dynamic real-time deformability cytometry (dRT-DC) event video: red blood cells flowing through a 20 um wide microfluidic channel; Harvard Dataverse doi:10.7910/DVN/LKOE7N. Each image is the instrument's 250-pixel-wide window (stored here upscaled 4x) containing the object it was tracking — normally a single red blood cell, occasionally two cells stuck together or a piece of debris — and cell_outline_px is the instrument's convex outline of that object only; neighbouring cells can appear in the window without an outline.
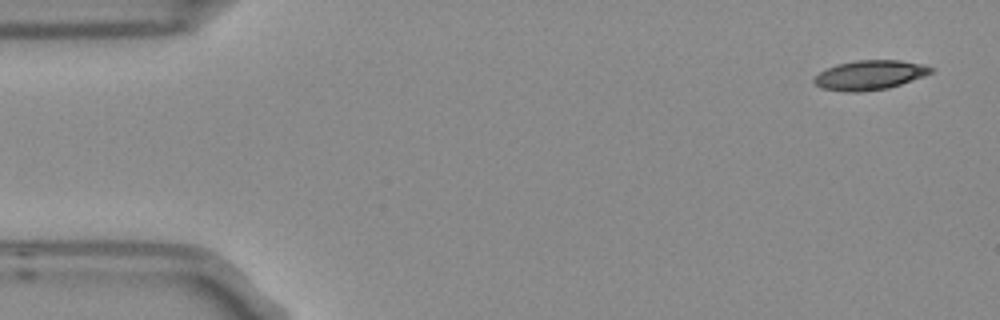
{"species": "Egyptian fruit bat (a non-hibernating species)", "species_latin": "Rousettus aegyptiacus", "temperature_condition": "room temperature", "stored_images_in_passage": 9, "camera_frame_rate_fps": 3000, "um_per_image_px": 0.085, "frame": {"image": 1, "passage_image": 1, "time_ms": 0.0, "image_size_px": [1000, 320], "cell_outline_px": [[932, 72], [924, 76], [888, 88], [860, 92], [848, 92], [820, 88], [812, 80], [820, 72], [836, 64], [856, 60], [900, 60], [924, 64], [932, 68]], "centroid_in_image_um": [73.92, 6.38], "position_along_channel_um": 11.1, "area_um2": 20.0}}
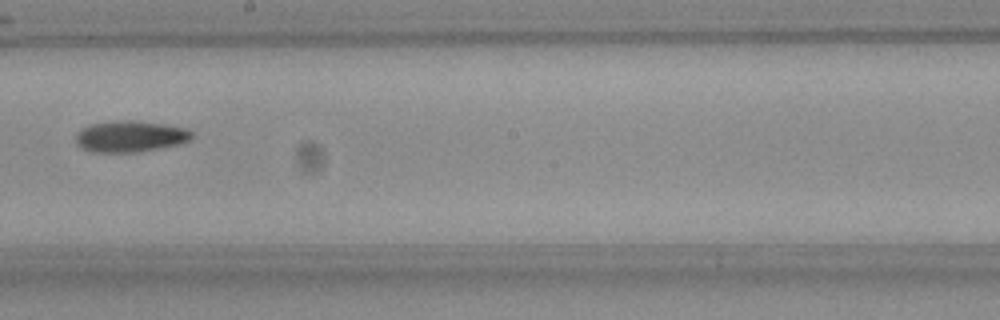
{"frame": {"image": 2, "passage_image": 8, "time_ms": 2.333, "image_size_px": [1000, 320], "cell_outline_px": [[192, 140], [180, 144], [136, 152], [88, 152], [80, 148], [76, 144], [76, 132], [80, 128], [88, 124], [116, 120], [136, 120], [164, 124], [188, 128], [192, 132]], "centroid_in_image_um": [11.03, 11.58], "position_along_channel_um": 237.2, "area_um2": 21.62}}
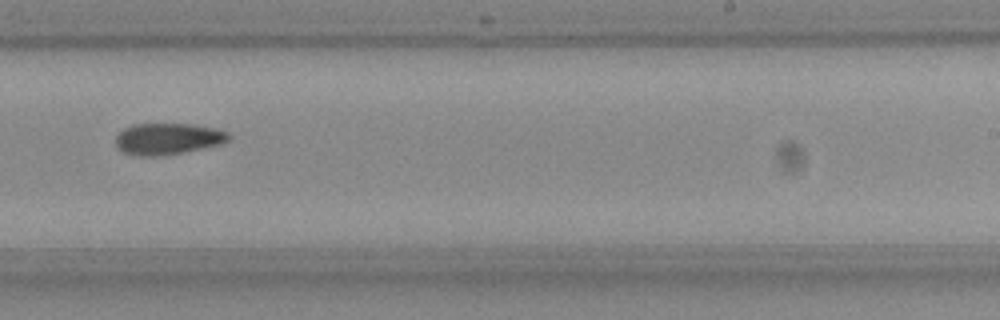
{"frame": {"image": 3, "passage_image": 9, "time_ms": 2.667, "image_size_px": [1000, 320], "cell_outline_px": [[232, 140], [224, 144], [184, 152], [160, 156], [136, 156], [124, 152], [116, 148], [116, 136], [124, 128], [132, 124], [192, 124], [216, 128], [228, 132], [232, 136]], "centroid_in_image_um": [14.32, 11.8], "position_along_channel_um": 274.7, "area_um2": 21.1}}